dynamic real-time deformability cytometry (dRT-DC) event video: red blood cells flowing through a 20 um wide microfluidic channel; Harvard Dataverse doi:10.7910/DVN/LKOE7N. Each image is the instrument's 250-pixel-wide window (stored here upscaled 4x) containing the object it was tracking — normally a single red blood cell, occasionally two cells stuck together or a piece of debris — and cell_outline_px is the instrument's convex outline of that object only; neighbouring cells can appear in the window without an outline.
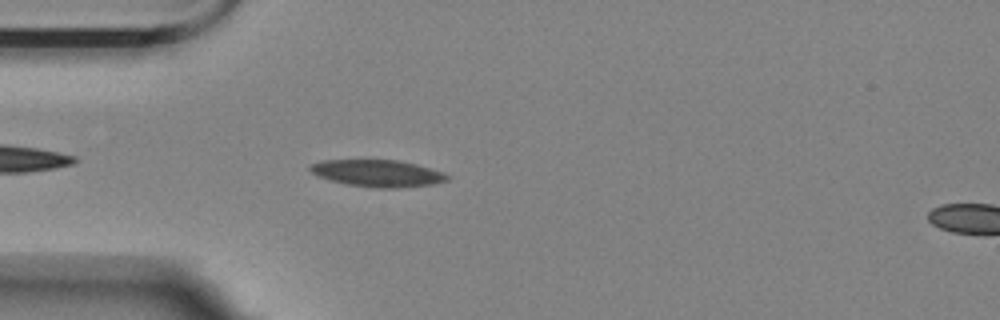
{"species": "Egyptian fruit bat (a non-hibernating species)", "species_latin": "Rousettus aegyptiacus", "temperature_condition": "room temperature", "stored_images_in_passage": 45, "camera_frame_rate_fps": 3000, "um_per_image_px": 0.085, "animal": {"sex": "female"}, "frame": {"image": 1, "passage_image": 4, "time_ms": 1.0, "image_size_px": [1000, 320], "cell_outline_px": [[448, 180], [432, 184], [396, 188], [380, 188], [348, 184], [332, 180], [320, 176], [312, 172], [308, 168], [312, 164], [324, 160], [396, 160], [416, 164], [440, 172], [448, 176]], "centroid_in_image_um": [32.09, 14.72], "position_along_channel_um": 52.9, "area_um2": 20.92}}
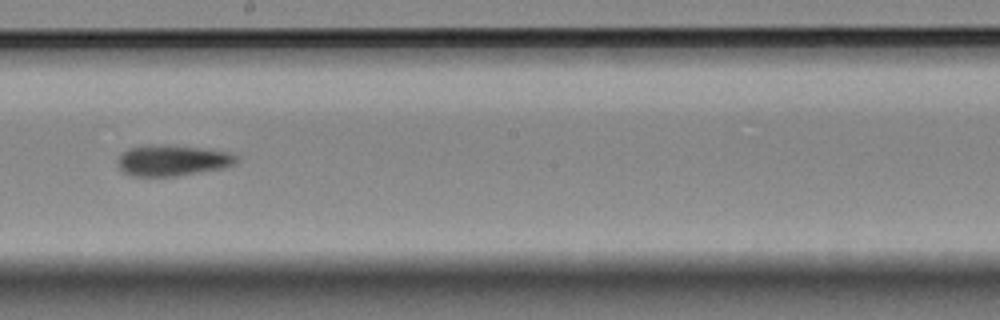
{"frame": {"image": 2, "passage_image": 20, "time_ms": 6.333, "image_size_px": [1000, 320], "cell_outline_px": [[236, 164], [224, 168], [176, 176], [132, 176], [124, 172], [116, 164], [116, 160], [128, 148], [144, 144], [160, 144], [196, 148], [228, 152], [236, 156]], "centroid_in_image_um": [14.6, 13.64], "position_along_channel_um": 233.6, "area_um2": 21.33}}
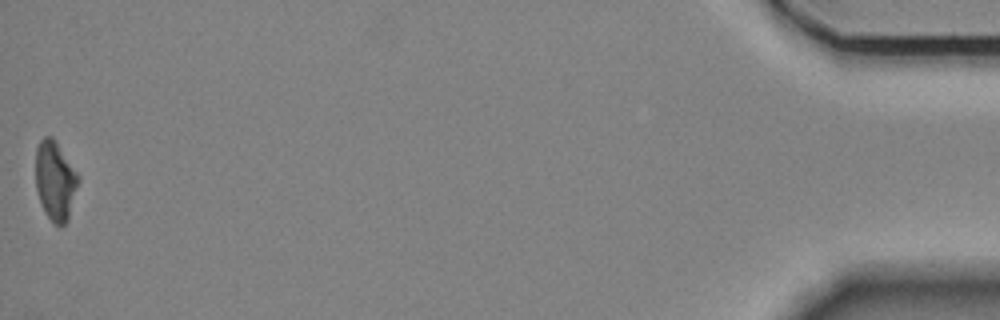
{"frame": {"image": 3, "passage_image": 45, "time_ms": 14.667, "image_size_px": [1000, 320], "cell_outline_px": [[80, 180], [68, 220], [60, 228], [44, 212], [36, 188], [36, 148], [40, 140], [44, 136], [52, 136], [80, 176]], "centroid_in_image_um": [4.71, 15.36], "position_along_channel_um": 430.5, "area_um2": 19.71}, "authors_computed_cell_mechanics": {"area_um2": 20.808, "velocity_mm_per_s": 3.5174, "shape_relaxation_time_tau1_ms": null, "shape_relaxation_time_tau2_ms": 4.9656, "deformation_change_tau1": null, "deformation_change_tau2": 0.1219}}